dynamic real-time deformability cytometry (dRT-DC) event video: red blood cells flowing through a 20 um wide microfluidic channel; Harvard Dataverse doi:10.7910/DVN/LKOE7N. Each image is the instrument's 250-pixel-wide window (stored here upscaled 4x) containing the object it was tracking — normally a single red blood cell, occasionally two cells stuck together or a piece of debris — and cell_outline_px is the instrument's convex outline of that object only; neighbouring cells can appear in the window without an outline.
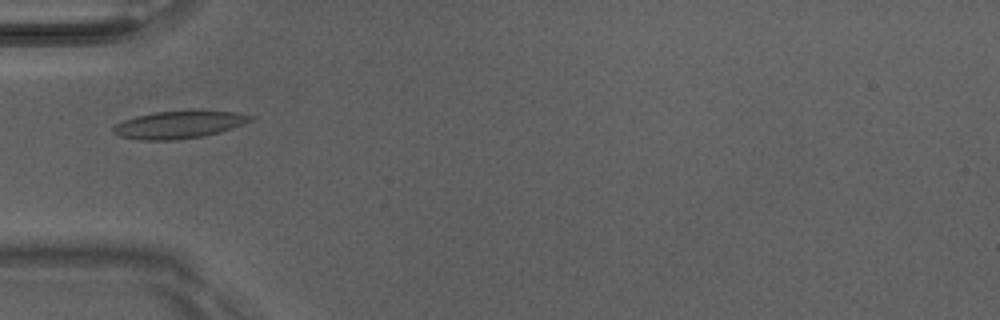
{"species": "Egyptian fruit bat (a non-hibernating species)", "species_latin": "Rousettus aegyptiacus", "temperature_condition": "room temperature", "stored_images_in_passage": 1, "camera_frame_rate_fps": 3000, "um_per_image_px": 0.085, "animal": {"sex": "male"}, "frame": {"image": 1, "passage_image": 1, "time_ms": 0.0, "image_size_px": [1000, 320], "cell_outline_px": [[252, 120], [232, 128], [220, 132], [204, 136], [172, 140], [140, 140], [120, 136], [112, 132], [112, 128], [116, 124], [124, 120], [136, 116], [156, 112], [236, 112], [252, 116]], "centroid_in_image_um": [15.15, 10.62], "position_along_channel_um": 69.8, "area_um2": 21.33}}